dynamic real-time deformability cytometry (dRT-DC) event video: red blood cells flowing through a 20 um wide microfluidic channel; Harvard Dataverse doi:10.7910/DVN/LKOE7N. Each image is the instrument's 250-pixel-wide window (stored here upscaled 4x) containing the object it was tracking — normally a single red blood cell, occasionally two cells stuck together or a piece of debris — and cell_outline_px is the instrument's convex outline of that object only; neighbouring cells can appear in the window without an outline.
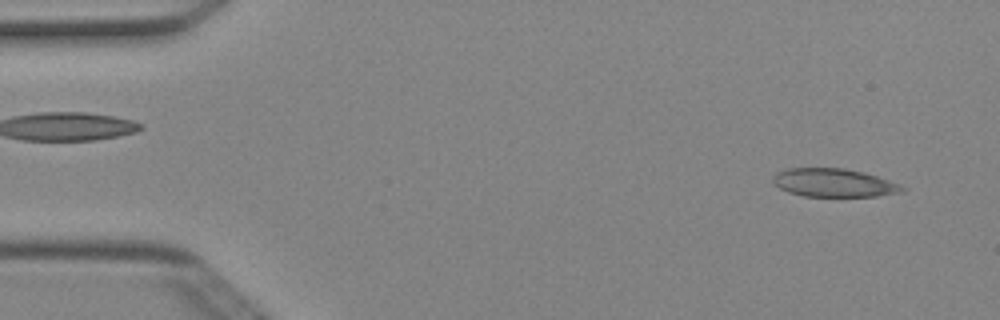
{"species": "Egyptian fruit bat (a non-hibernating species)", "species_latin": "Rousettus aegyptiacus", "temperature_condition": "cold", "stored_images_in_passage": 4, "segment_of_instrument_passage": [2, 2], "camera_frame_rate_fps": 3000, "um_per_image_px": 0.085, "animal": {"sex": "female"}, "frame": {"image": 1, "passage_image": 4, "time_ms": 1.0, "image_size_px": [1000, 320], "cell_outline_px": [[908, 188], [904, 192], [876, 196], [804, 196], [788, 192], [780, 188], [772, 180], [772, 176], [776, 172], [788, 168], [844, 168], [864, 172], [900, 184]], "centroid_in_image_um": [70.9, 15.53], "position_along_channel_um": 14.1, "area_um2": 21.39}}